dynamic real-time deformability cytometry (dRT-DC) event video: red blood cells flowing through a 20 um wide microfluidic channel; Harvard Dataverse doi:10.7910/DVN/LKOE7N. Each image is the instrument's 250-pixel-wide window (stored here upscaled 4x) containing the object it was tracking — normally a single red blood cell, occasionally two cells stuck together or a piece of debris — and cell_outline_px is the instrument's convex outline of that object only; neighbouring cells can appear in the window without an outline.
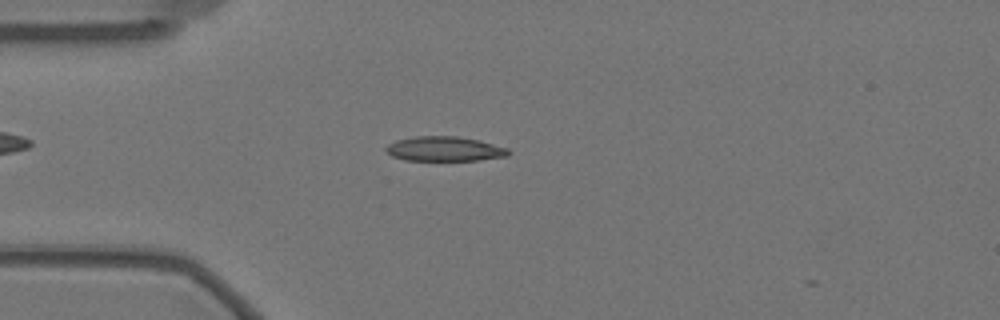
{"species": "Egyptian fruit bat (a non-hibernating species)", "species_latin": "Rousettus aegyptiacus", "temperature_condition": "warm", "stored_images_in_passage": 3, "camera_frame_rate_fps": 3000, "um_per_image_px": 0.085, "animal": {"sex": "female"}, "frame": {"image": 1, "passage_image": 2, "time_ms": 0.333, "image_size_px": [1000, 320], "cell_outline_px": [[512, 152], [508, 156], [480, 160], [404, 160], [392, 156], [384, 148], [388, 144], [396, 140], [416, 136], [456, 136], [476, 140], [508, 148]], "centroid_in_image_um": [37.78, 12.66], "position_along_channel_um": 47.2, "area_um2": 17.51}}